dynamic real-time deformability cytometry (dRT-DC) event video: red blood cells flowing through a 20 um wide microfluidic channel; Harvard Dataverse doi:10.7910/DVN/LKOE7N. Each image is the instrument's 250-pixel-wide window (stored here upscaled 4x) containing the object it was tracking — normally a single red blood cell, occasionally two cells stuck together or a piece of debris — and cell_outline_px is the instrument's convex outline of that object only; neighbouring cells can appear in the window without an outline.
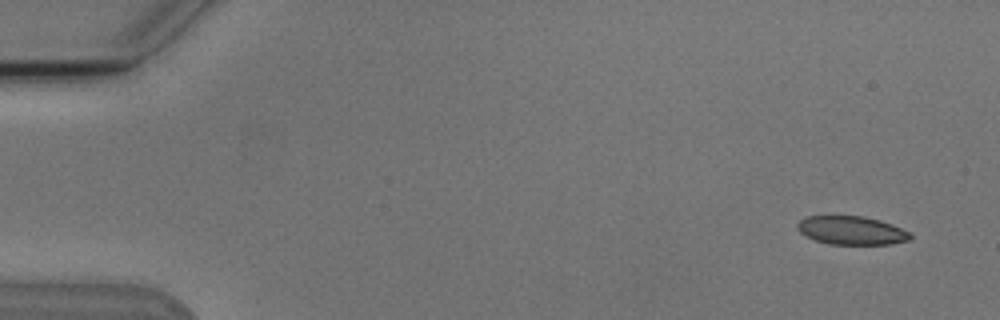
{"species": "Egyptian fruit bat (a non-hibernating species)", "species_latin": "Rousettus aegyptiacus", "temperature_condition": "cold", "stored_images_in_passage": 6, "camera_frame_rate_fps": 3000, "um_per_image_px": 0.085, "animal": {"sex": "male"}, "frame": {"image": 1, "passage_image": 1, "time_ms": 0.0, "image_size_px": [1000, 320], "cell_outline_px": [[912, 236], [908, 240], [892, 244], [828, 244], [816, 240], [800, 232], [796, 228], [796, 224], [804, 216], [860, 216], [880, 220], [892, 224], [912, 232]], "centroid_in_image_um": [72.39, 19.58], "position_along_channel_um": 12.6, "area_um2": 18.79}}